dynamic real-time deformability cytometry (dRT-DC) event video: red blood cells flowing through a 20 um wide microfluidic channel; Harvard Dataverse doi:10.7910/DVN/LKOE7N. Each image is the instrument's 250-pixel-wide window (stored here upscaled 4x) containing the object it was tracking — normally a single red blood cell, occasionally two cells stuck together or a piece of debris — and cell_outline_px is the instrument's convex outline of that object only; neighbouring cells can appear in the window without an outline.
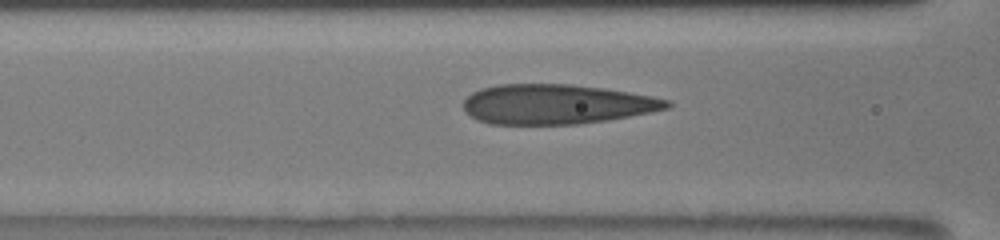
{"species": "human", "species_latin": "Homo sapiens", "temperature_condition": "room temperature", "stored_images_in_passage": 17, "camera_frame_rate_fps": 3000, "um_per_image_px": 0.085, "donor": {"sex": "male"}, "frame": {"image": 1, "passage_image": 14, "time_ms": 5.333, "image_size_px": [1000, 240], "cell_outline_px": [[672, 104], [668, 108], [652, 112], [608, 120], [576, 124], [488, 124], [476, 120], [464, 108], [464, 100], [472, 92], [480, 88], [496, 84], [572, 84], [604, 88], [652, 96], [668, 100]], "centroid_in_image_um": [47.29, 8.85], "position_along_channel_um": 119.3, "area_um2": 47.28}}